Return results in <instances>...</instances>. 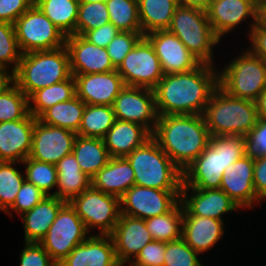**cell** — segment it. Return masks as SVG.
<instances>
[{"instance_id":"cell-52","label":"cell","mask_w":266,"mask_h":266,"mask_svg":"<svg viewBox=\"0 0 266 266\" xmlns=\"http://www.w3.org/2000/svg\"><path fill=\"white\" fill-rule=\"evenodd\" d=\"M248 34L251 40L248 50L266 62V29L256 23Z\"/></svg>"},{"instance_id":"cell-49","label":"cell","mask_w":266,"mask_h":266,"mask_svg":"<svg viewBox=\"0 0 266 266\" xmlns=\"http://www.w3.org/2000/svg\"><path fill=\"white\" fill-rule=\"evenodd\" d=\"M33 4V0H0V22L14 24Z\"/></svg>"},{"instance_id":"cell-28","label":"cell","mask_w":266,"mask_h":266,"mask_svg":"<svg viewBox=\"0 0 266 266\" xmlns=\"http://www.w3.org/2000/svg\"><path fill=\"white\" fill-rule=\"evenodd\" d=\"M65 203L55 196H46L30 211L22 214L25 242L39 243Z\"/></svg>"},{"instance_id":"cell-18","label":"cell","mask_w":266,"mask_h":266,"mask_svg":"<svg viewBox=\"0 0 266 266\" xmlns=\"http://www.w3.org/2000/svg\"><path fill=\"white\" fill-rule=\"evenodd\" d=\"M189 191L192 193L190 196L187 194ZM180 202L186 215L218 220H223V214L239 210L236 203L221 189L181 187Z\"/></svg>"},{"instance_id":"cell-47","label":"cell","mask_w":266,"mask_h":266,"mask_svg":"<svg viewBox=\"0 0 266 266\" xmlns=\"http://www.w3.org/2000/svg\"><path fill=\"white\" fill-rule=\"evenodd\" d=\"M166 242L152 240L131 261L133 266H163Z\"/></svg>"},{"instance_id":"cell-29","label":"cell","mask_w":266,"mask_h":266,"mask_svg":"<svg viewBox=\"0 0 266 266\" xmlns=\"http://www.w3.org/2000/svg\"><path fill=\"white\" fill-rule=\"evenodd\" d=\"M55 166L58 173L57 189L52 196L69 203L91 187V178L81 171L73 152L64 156Z\"/></svg>"},{"instance_id":"cell-38","label":"cell","mask_w":266,"mask_h":266,"mask_svg":"<svg viewBox=\"0 0 266 266\" xmlns=\"http://www.w3.org/2000/svg\"><path fill=\"white\" fill-rule=\"evenodd\" d=\"M28 114V97L13 82L0 94V123L21 120Z\"/></svg>"},{"instance_id":"cell-23","label":"cell","mask_w":266,"mask_h":266,"mask_svg":"<svg viewBox=\"0 0 266 266\" xmlns=\"http://www.w3.org/2000/svg\"><path fill=\"white\" fill-rule=\"evenodd\" d=\"M206 13L214 33L220 40L249 17L253 18L249 33L257 23V9L253 0H211Z\"/></svg>"},{"instance_id":"cell-34","label":"cell","mask_w":266,"mask_h":266,"mask_svg":"<svg viewBox=\"0 0 266 266\" xmlns=\"http://www.w3.org/2000/svg\"><path fill=\"white\" fill-rule=\"evenodd\" d=\"M34 4L65 36L76 34L78 0H36Z\"/></svg>"},{"instance_id":"cell-20","label":"cell","mask_w":266,"mask_h":266,"mask_svg":"<svg viewBox=\"0 0 266 266\" xmlns=\"http://www.w3.org/2000/svg\"><path fill=\"white\" fill-rule=\"evenodd\" d=\"M119 263L124 266L135 259L147 243L153 239L147 230L145 220L120 214L113 232L110 234Z\"/></svg>"},{"instance_id":"cell-53","label":"cell","mask_w":266,"mask_h":266,"mask_svg":"<svg viewBox=\"0 0 266 266\" xmlns=\"http://www.w3.org/2000/svg\"><path fill=\"white\" fill-rule=\"evenodd\" d=\"M211 0H177L178 5L184 7H194L202 10H207Z\"/></svg>"},{"instance_id":"cell-24","label":"cell","mask_w":266,"mask_h":266,"mask_svg":"<svg viewBox=\"0 0 266 266\" xmlns=\"http://www.w3.org/2000/svg\"><path fill=\"white\" fill-rule=\"evenodd\" d=\"M57 266H122L110 235L94 234L77 245Z\"/></svg>"},{"instance_id":"cell-26","label":"cell","mask_w":266,"mask_h":266,"mask_svg":"<svg viewBox=\"0 0 266 266\" xmlns=\"http://www.w3.org/2000/svg\"><path fill=\"white\" fill-rule=\"evenodd\" d=\"M135 185V173L126 157H111L92 179L91 186L121 198L125 192Z\"/></svg>"},{"instance_id":"cell-17","label":"cell","mask_w":266,"mask_h":266,"mask_svg":"<svg viewBox=\"0 0 266 266\" xmlns=\"http://www.w3.org/2000/svg\"><path fill=\"white\" fill-rule=\"evenodd\" d=\"M76 96L85 104L112 106L125 86L122 76L116 71L92 74H72Z\"/></svg>"},{"instance_id":"cell-56","label":"cell","mask_w":266,"mask_h":266,"mask_svg":"<svg viewBox=\"0 0 266 266\" xmlns=\"http://www.w3.org/2000/svg\"><path fill=\"white\" fill-rule=\"evenodd\" d=\"M257 24L266 29V5L257 10Z\"/></svg>"},{"instance_id":"cell-11","label":"cell","mask_w":266,"mask_h":266,"mask_svg":"<svg viewBox=\"0 0 266 266\" xmlns=\"http://www.w3.org/2000/svg\"><path fill=\"white\" fill-rule=\"evenodd\" d=\"M88 233L74 208L66 202L39 244L58 265L77 245L89 237Z\"/></svg>"},{"instance_id":"cell-57","label":"cell","mask_w":266,"mask_h":266,"mask_svg":"<svg viewBox=\"0 0 266 266\" xmlns=\"http://www.w3.org/2000/svg\"><path fill=\"white\" fill-rule=\"evenodd\" d=\"M256 9L258 10L261 6L266 5V0H253Z\"/></svg>"},{"instance_id":"cell-39","label":"cell","mask_w":266,"mask_h":266,"mask_svg":"<svg viewBox=\"0 0 266 266\" xmlns=\"http://www.w3.org/2000/svg\"><path fill=\"white\" fill-rule=\"evenodd\" d=\"M16 164L18 162H0V210L3 212L14 204L17 193L25 181V174L14 168Z\"/></svg>"},{"instance_id":"cell-51","label":"cell","mask_w":266,"mask_h":266,"mask_svg":"<svg viewBox=\"0 0 266 266\" xmlns=\"http://www.w3.org/2000/svg\"><path fill=\"white\" fill-rule=\"evenodd\" d=\"M253 183L260 201L266 199V156L254 159Z\"/></svg>"},{"instance_id":"cell-25","label":"cell","mask_w":266,"mask_h":266,"mask_svg":"<svg viewBox=\"0 0 266 266\" xmlns=\"http://www.w3.org/2000/svg\"><path fill=\"white\" fill-rule=\"evenodd\" d=\"M224 221L186 215L183 212L181 238L197 253L209 251L224 234Z\"/></svg>"},{"instance_id":"cell-48","label":"cell","mask_w":266,"mask_h":266,"mask_svg":"<svg viewBox=\"0 0 266 266\" xmlns=\"http://www.w3.org/2000/svg\"><path fill=\"white\" fill-rule=\"evenodd\" d=\"M20 253V266H57L45 249L36 242H25Z\"/></svg>"},{"instance_id":"cell-42","label":"cell","mask_w":266,"mask_h":266,"mask_svg":"<svg viewBox=\"0 0 266 266\" xmlns=\"http://www.w3.org/2000/svg\"><path fill=\"white\" fill-rule=\"evenodd\" d=\"M21 55L14 24L0 22V65L7 70L11 67V72L14 73Z\"/></svg>"},{"instance_id":"cell-59","label":"cell","mask_w":266,"mask_h":266,"mask_svg":"<svg viewBox=\"0 0 266 266\" xmlns=\"http://www.w3.org/2000/svg\"><path fill=\"white\" fill-rule=\"evenodd\" d=\"M10 71V69L9 70H7V69H4L1 65H0V73H12L11 71Z\"/></svg>"},{"instance_id":"cell-16","label":"cell","mask_w":266,"mask_h":266,"mask_svg":"<svg viewBox=\"0 0 266 266\" xmlns=\"http://www.w3.org/2000/svg\"><path fill=\"white\" fill-rule=\"evenodd\" d=\"M145 37L153 45L164 75L188 72L201 64L197 57L169 30L154 31Z\"/></svg>"},{"instance_id":"cell-12","label":"cell","mask_w":266,"mask_h":266,"mask_svg":"<svg viewBox=\"0 0 266 266\" xmlns=\"http://www.w3.org/2000/svg\"><path fill=\"white\" fill-rule=\"evenodd\" d=\"M116 71L124 85L154 89L164 73L153 45L143 36L127 54Z\"/></svg>"},{"instance_id":"cell-4","label":"cell","mask_w":266,"mask_h":266,"mask_svg":"<svg viewBox=\"0 0 266 266\" xmlns=\"http://www.w3.org/2000/svg\"><path fill=\"white\" fill-rule=\"evenodd\" d=\"M71 76L68 49L63 46L22 54L13 81L29 97L38 89L63 82Z\"/></svg>"},{"instance_id":"cell-32","label":"cell","mask_w":266,"mask_h":266,"mask_svg":"<svg viewBox=\"0 0 266 266\" xmlns=\"http://www.w3.org/2000/svg\"><path fill=\"white\" fill-rule=\"evenodd\" d=\"M75 95V80L72 75L63 82H58L33 92L28 97L29 113L35 118H39L48 108L59 102L70 100Z\"/></svg>"},{"instance_id":"cell-13","label":"cell","mask_w":266,"mask_h":266,"mask_svg":"<svg viewBox=\"0 0 266 266\" xmlns=\"http://www.w3.org/2000/svg\"><path fill=\"white\" fill-rule=\"evenodd\" d=\"M180 193L134 185L120 198L121 214L145 220L168 213L180 202Z\"/></svg>"},{"instance_id":"cell-30","label":"cell","mask_w":266,"mask_h":266,"mask_svg":"<svg viewBox=\"0 0 266 266\" xmlns=\"http://www.w3.org/2000/svg\"><path fill=\"white\" fill-rule=\"evenodd\" d=\"M72 152L81 171L91 179L107 165L111 158L102 138L77 135Z\"/></svg>"},{"instance_id":"cell-58","label":"cell","mask_w":266,"mask_h":266,"mask_svg":"<svg viewBox=\"0 0 266 266\" xmlns=\"http://www.w3.org/2000/svg\"><path fill=\"white\" fill-rule=\"evenodd\" d=\"M108 0H78L79 3H91V2H103L106 3Z\"/></svg>"},{"instance_id":"cell-35","label":"cell","mask_w":266,"mask_h":266,"mask_svg":"<svg viewBox=\"0 0 266 266\" xmlns=\"http://www.w3.org/2000/svg\"><path fill=\"white\" fill-rule=\"evenodd\" d=\"M115 120L112 106L86 104L77 135L103 138Z\"/></svg>"},{"instance_id":"cell-27","label":"cell","mask_w":266,"mask_h":266,"mask_svg":"<svg viewBox=\"0 0 266 266\" xmlns=\"http://www.w3.org/2000/svg\"><path fill=\"white\" fill-rule=\"evenodd\" d=\"M151 137L143 125L116 119L102 139L110 157H126Z\"/></svg>"},{"instance_id":"cell-31","label":"cell","mask_w":266,"mask_h":266,"mask_svg":"<svg viewBox=\"0 0 266 266\" xmlns=\"http://www.w3.org/2000/svg\"><path fill=\"white\" fill-rule=\"evenodd\" d=\"M139 18L143 36L159 30H168L177 0H138Z\"/></svg>"},{"instance_id":"cell-1","label":"cell","mask_w":266,"mask_h":266,"mask_svg":"<svg viewBox=\"0 0 266 266\" xmlns=\"http://www.w3.org/2000/svg\"><path fill=\"white\" fill-rule=\"evenodd\" d=\"M212 65L201 63L188 72L165 74L153 89L158 116L203 115L219 87V70Z\"/></svg>"},{"instance_id":"cell-22","label":"cell","mask_w":266,"mask_h":266,"mask_svg":"<svg viewBox=\"0 0 266 266\" xmlns=\"http://www.w3.org/2000/svg\"><path fill=\"white\" fill-rule=\"evenodd\" d=\"M253 170L254 159L245 155L224 170L220 189L239 208H252L254 204H261L254 189Z\"/></svg>"},{"instance_id":"cell-10","label":"cell","mask_w":266,"mask_h":266,"mask_svg":"<svg viewBox=\"0 0 266 266\" xmlns=\"http://www.w3.org/2000/svg\"><path fill=\"white\" fill-rule=\"evenodd\" d=\"M69 203L88 232L97 227L100 235H110L120 218V198L96 190L92 186Z\"/></svg>"},{"instance_id":"cell-14","label":"cell","mask_w":266,"mask_h":266,"mask_svg":"<svg viewBox=\"0 0 266 266\" xmlns=\"http://www.w3.org/2000/svg\"><path fill=\"white\" fill-rule=\"evenodd\" d=\"M112 107L117 120L143 125L154 132L159 116L153 89L125 85Z\"/></svg>"},{"instance_id":"cell-21","label":"cell","mask_w":266,"mask_h":266,"mask_svg":"<svg viewBox=\"0 0 266 266\" xmlns=\"http://www.w3.org/2000/svg\"><path fill=\"white\" fill-rule=\"evenodd\" d=\"M36 118L30 113L21 120L0 123V162H22L32 149Z\"/></svg>"},{"instance_id":"cell-15","label":"cell","mask_w":266,"mask_h":266,"mask_svg":"<svg viewBox=\"0 0 266 266\" xmlns=\"http://www.w3.org/2000/svg\"><path fill=\"white\" fill-rule=\"evenodd\" d=\"M76 136L75 132L47 125L36 118L29 157L55 165L64 156L72 153Z\"/></svg>"},{"instance_id":"cell-55","label":"cell","mask_w":266,"mask_h":266,"mask_svg":"<svg viewBox=\"0 0 266 266\" xmlns=\"http://www.w3.org/2000/svg\"><path fill=\"white\" fill-rule=\"evenodd\" d=\"M13 82V73H0V94Z\"/></svg>"},{"instance_id":"cell-3","label":"cell","mask_w":266,"mask_h":266,"mask_svg":"<svg viewBox=\"0 0 266 266\" xmlns=\"http://www.w3.org/2000/svg\"><path fill=\"white\" fill-rule=\"evenodd\" d=\"M244 155L243 135L211 136L209 145L184 170L181 187L220 189L224 170Z\"/></svg>"},{"instance_id":"cell-7","label":"cell","mask_w":266,"mask_h":266,"mask_svg":"<svg viewBox=\"0 0 266 266\" xmlns=\"http://www.w3.org/2000/svg\"><path fill=\"white\" fill-rule=\"evenodd\" d=\"M168 30L175 34L201 63H213V47L221 40L214 33L205 10L178 5Z\"/></svg>"},{"instance_id":"cell-46","label":"cell","mask_w":266,"mask_h":266,"mask_svg":"<svg viewBox=\"0 0 266 266\" xmlns=\"http://www.w3.org/2000/svg\"><path fill=\"white\" fill-rule=\"evenodd\" d=\"M245 156L257 159L266 156V119H259L251 131L244 136Z\"/></svg>"},{"instance_id":"cell-33","label":"cell","mask_w":266,"mask_h":266,"mask_svg":"<svg viewBox=\"0 0 266 266\" xmlns=\"http://www.w3.org/2000/svg\"><path fill=\"white\" fill-rule=\"evenodd\" d=\"M86 104L76 95L67 101L48 108L38 119L52 126L77 133Z\"/></svg>"},{"instance_id":"cell-50","label":"cell","mask_w":266,"mask_h":266,"mask_svg":"<svg viewBox=\"0 0 266 266\" xmlns=\"http://www.w3.org/2000/svg\"><path fill=\"white\" fill-rule=\"evenodd\" d=\"M119 32L114 24L108 22L99 28L86 31L82 36L96 46L107 48L108 44Z\"/></svg>"},{"instance_id":"cell-37","label":"cell","mask_w":266,"mask_h":266,"mask_svg":"<svg viewBox=\"0 0 266 266\" xmlns=\"http://www.w3.org/2000/svg\"><path fill=\"white\" fill-rule=\"evenodd\" d=\"M109 20L119 31L142 32L138 0H108Z\"/></svg>"},{"instance_id":"cell-54","label":"cell","mask_w":266,"mask_h":266,"mask_svg":"<svg viewBox=\"0 0 266 266\" xmlns=\"http://www.w3.org/2000/svg\"><path fill=\"white\" fill-rule=\"evenodd\" d=\"M257 116L259 119H266V89L255 100Z\"/></svg>"},{"instance_id":"cell-43","label":"cell","mask_w":266,"mask_h":266,"mask_svg":"<svg viewBox=\"0 0 266 266\" xmlns=\"http://www.w3.org/2000/svg\"><path fill=\"white\" fill-rule=\"evenodd\" d=\"M198 255L182 238L166 242L163 266H201Z\"/></svg>"},{"instance_id":"cell-9","label":"cell","mask_w":266,"mask_h":266,"mask_svg":"<svg viewBox=\"0 0 266 266\" xmlns=\"http://www.w3.org/2000/svg\"><path fill=\"white\" fill-rule=\"evenodd\" d=\"M14 27L22 54L65 46L66 36L35 4L15 21Z\"/></svg>"},{"instance_id":"cell-6","label":"cell","mask_w":266,"mask_h":266,"mask_svg":"<svg viewBox=\"0 0 266 266\" xmlns=\"http://www.w3.org/2000/svg\"><path fill=\"white\" fill-rule=\"evenodd\" d=\"M135 173V185L159 190H181L183 172L151 137L126 156Z\"/></svg>"},{"instance_id":"cell-19","label":"cell","mask_w":266,"mask_h":266,"mask_svg":"<svg viewBox=\"0 0 266 266\" xmlns=\"http://www.w3.org/2000/svg\"><path fill=\"white\" fill-rule=\"evenodd\" d=\"M65 46L72 74L104 73L116 70L106 48L94 45L82 35L66 36Z\"/></svg>"},{"instance_id":"cell-44","label":"cell","mask_w":266,"mask_h":266,"mask_svg":"<svg viewBox=\"0 0 266 266\" xmlns=\"http://www.w3.org/2000/svg\"><path fill=\"white\" fill-rule=\"evenodd\" d=\"M142 37V32L120 31L108 44L106 50L116 69Z\"/></svg>"},{"instance_id":"cell-8","label":"cell","mask_w":266,"mask_h":266,"mask_svg":"<svg viewBox=\"0 0 266 266\" xmlns=\"http://www.w3.org/2000/svg\"><path fill=\"white\" fill-rule=\"evenodd\" d=\"M219 87L232 97L255 101L266 89V62L246 49L219 72Z\"/></svg>"},{"instance_id":"cell-45","label":"cell","mask_w":266,"mask_h":266,"mask_svg":"<svg viewBox=\"0 0 266 266\" xmlns=\"http://www.w3.org/2000/svg\"><path fill=\"white\" fill-rule=\"evenodd\" d=\"M46 196L47 195L38 187L25 180L17 193L14 204L6 211V213L12 216V213L10 212V209H12L21 216L40 203Z\"/></svg>"},{"instance_id":"cell-5","label":"cell","mask_w":266,"mask_h":266,"mask_svg":"<svg viewBox=\"0 0 266 266\" xmlns=\"http://www.w3.org/2000/svg\"><path fill=\"white\" fill-rule=\"evenodd\" d=\"M203 117L211 136H246L258 120L255 101L235 98L218 87Z\"/></svg>"},{"instance_id":"cell-36","label":"cell","mask_w":266,"mask_h":266,"mask_svg":"<svg viewBox=\"0 0 266 266\" xmlns=\"http://www.w3.org/2000/svg\"><path fill=\"white\" fill-rule=\"evenodd\" d=\"M183 205L179 202L168 213L145 219L153 240L170 242L181 238Z\"/></svg>"},{"instance_id":"cell-40","label":"cell","mask_w":266,"mask_h":266,"mask_svg":"<svg viewBox=\"0 0 266 266\" xmlns=\"http://www.w3.org/2000/svg\"><path fill=\"white\" fill-rule=\"evenodd\" d=\"M21 163L25 165V180L34 184L47 196H52L50 190L57 186L58 173L56 166L30 157H27Z\"/></svg>"},{"instance_id":"cell-2","label":"cell","mask_w":266,"mask_h":266,"mask_svg":"<svg viewBox=\"0 0 266 266\" xmlns=\"http://www.w3.org/2000/svg\"><path fill=\"white\" fill-rule=\"evenodd\" d=\"M152 137L182 171L205 150L210 132L203 115L159 116Z\"/></svg>"},{"instance_id":"cell-41","label":"cell","mask_w":266,"mask_h":266,"mask_svg":"<svg viewBox=\"0 0 266 266\" xmlns=\"http://www.w3.org/2000/svg\"><path fill=\"white\" fill-rule=\"evenodd\" d=\"M110 22L106 3H79L76 34L83 35Z\"/></svg>"}]
</instances>
